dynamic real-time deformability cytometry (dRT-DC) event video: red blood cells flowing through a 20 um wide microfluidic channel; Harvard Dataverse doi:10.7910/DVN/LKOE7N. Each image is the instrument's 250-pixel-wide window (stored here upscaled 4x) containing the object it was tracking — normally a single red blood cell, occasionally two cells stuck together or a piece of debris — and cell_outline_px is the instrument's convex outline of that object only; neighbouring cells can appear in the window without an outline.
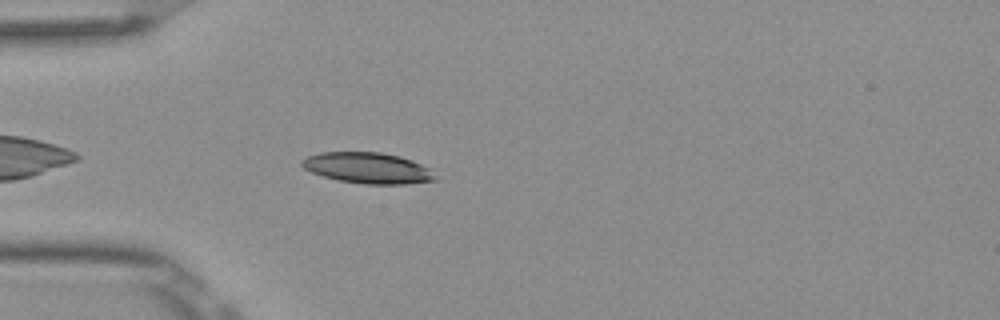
{"species": "Egyptian fruit bat (a non-hibernating species)", "species_latin": "Rousettus aegyptiacus", "temperature_condition": "room temperature", "stored_images_in_passage": 5, "camera_frame_rate_fps": 3000, "um_per_image_px": 0.085, "frame": {"image": 1, "passage_image": 5, "time_ms": 1.333, "image_size_px": [1000, 320], "cell_outline_px": [[440, 180], [404, 184], [364, 184], [340, 180], [324, 176], [312, 172], [304, 168], [300, 164], [300, 160], [308, 156], [320, 152], [380, 152], [400, 156], [412, 160], [432, 168]], "centroid_in_image_um": [31.33, 14.28], "position_along_channel_um": 53.7, "area_um2": 24.28}}